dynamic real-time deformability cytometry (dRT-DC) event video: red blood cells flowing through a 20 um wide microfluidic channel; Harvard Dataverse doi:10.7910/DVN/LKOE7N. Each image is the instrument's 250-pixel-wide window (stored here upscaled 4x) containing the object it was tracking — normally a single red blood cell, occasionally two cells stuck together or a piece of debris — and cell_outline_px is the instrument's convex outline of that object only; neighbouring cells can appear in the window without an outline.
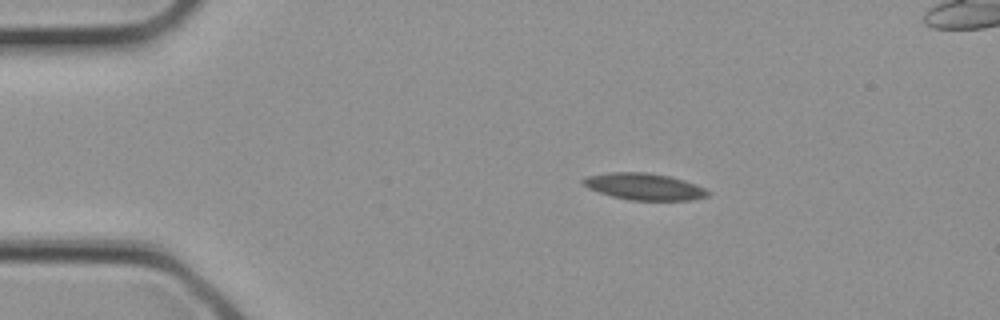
{"species": "common noctule bat (a hibernating species)", "species_latin": "Nyctalus noctula", "temperature_condition": "cold", "stored_images_in_passage": 3, "camera_frame_rate_fps": 3000, "um_per_image_px": 0.085, "animal": {"sex": "female", "body_mass_g": 21.9}, "frame": {"image": 1, "passage_image": 1, "time_ms": 0.0, "image_size_px": [1000, 320], "cell_outline_px": [[712, 192], [708, 196], [692, 200], [628, 200], [612, 196], [588, 188], [580, 184], [580, 180], [588, 176], [608, 172], [644, 172], [668, 176], [684, 180], [696, 184]], "centroid_in_image_um": [54.75, 15.86], "position_along_channel_um": 30.3, "area_um2": 19.48}}